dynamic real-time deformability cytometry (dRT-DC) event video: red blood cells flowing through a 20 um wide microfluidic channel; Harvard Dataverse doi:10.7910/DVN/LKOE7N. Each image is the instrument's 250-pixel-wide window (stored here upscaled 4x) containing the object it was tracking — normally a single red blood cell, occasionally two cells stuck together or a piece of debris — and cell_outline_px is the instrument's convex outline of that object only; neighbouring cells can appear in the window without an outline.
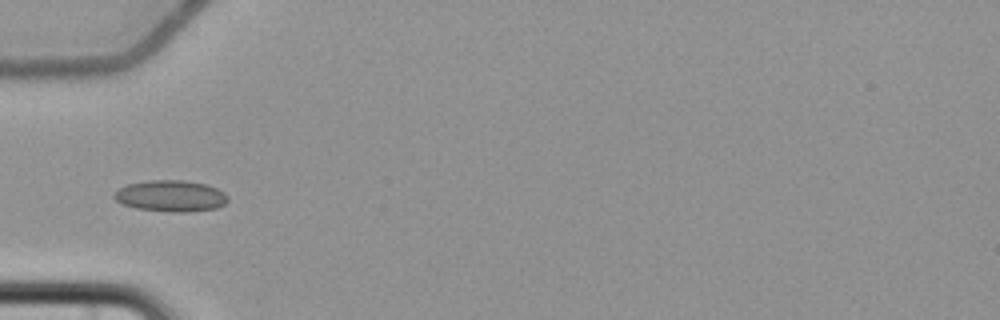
{"species": "common noctule bat (a hibernating species)", "species_latin": "Nyctalus noctula", "temperature_condition": "cold", "stored_images_in_passage": 5, "camera_frame_rate_fps": 3000, "um_per_image_px": 0.085, "animal": {"sex": "female", "body_mass_g": 22.7, "forearm_length_mm": 54.2}, "frame": {"image": 1, "passage_image": 5, "time_ms": 5.333, "image_size_px": [1000, 320], "cell_outline_px": [[228, 200], [224, 204], [216, 208], [184, 212], [172, 212], [136, 208], [120, 204], [112, 196], [112, 192], [128, 184], [148, 180], [184, 180], [208, 184], [224, 192], [228, 196]], "centroid_in_image_um": [14.49, 16.65], "position_along_channel_um": 70.5, "area_um2": 20.92}}